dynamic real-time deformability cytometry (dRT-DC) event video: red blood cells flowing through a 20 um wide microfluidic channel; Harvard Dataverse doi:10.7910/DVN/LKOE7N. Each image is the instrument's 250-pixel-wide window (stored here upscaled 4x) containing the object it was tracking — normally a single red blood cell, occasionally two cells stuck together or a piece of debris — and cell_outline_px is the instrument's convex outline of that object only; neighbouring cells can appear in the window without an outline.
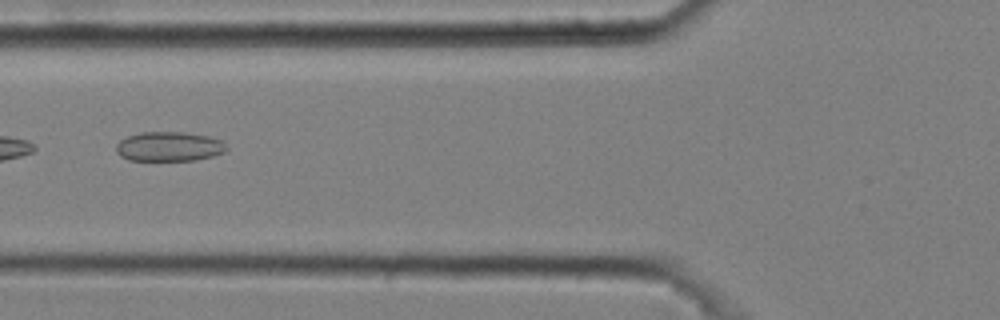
{"species": "common noctule bat (a hibernating species)", "species_latin": "Nyctalus noctula", "temperature_condition": "cold", "stored_images_in_passage": 10, "camera_frame_rate_fps": 3000, "um_per_image_px": 0.085, "animal": {"sex": "male", "body_mass_g": 20.4}, "frame": {"image": 1, "passage_image": 6, "time_ms": 1.667, "image_size_px": [1000, 320], "cell_outline_px": [[228, 148], [224, 152], [212, 156], [196, 160], [128, 160], [120, 156], [116, 152], [116, 144], [120, 140], [128, 136], [140, 132], [184, 132], [208, 136], [224, 140]], "centroid_in_image_um": [14.38, 12.45], "position_along_channel_um": 111.4, "area_um2": 19.13}}
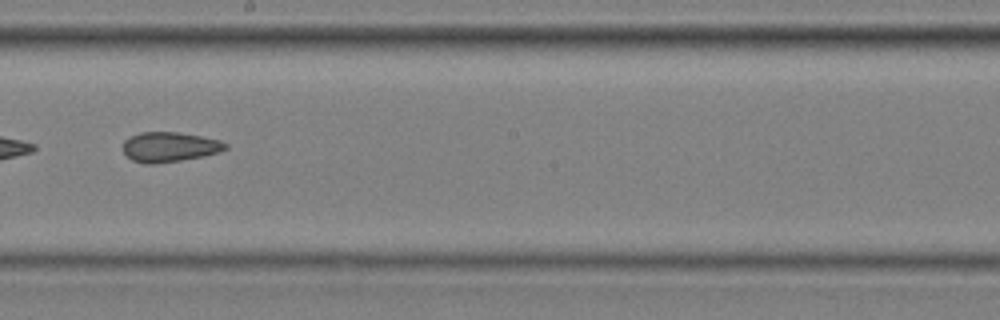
{"frame": {"image": 2, "passage_image": 9, "time_ms": 2.667, "image_size_px": [1000, 320], "cell_outline_px": [[228, 148], [220, 152], [204, 156], [180, 160], [152, 164], [144, 164], [132, 160], [124, 152], [124, 140], [128, 136], [140, 132], [176, 132], [200, 136], [220, 140], [228, 144]], "centroid_in_image_um": [14.41, 12.49], "position_along_channel_um": 233.8, "area_um2": 17.86}}
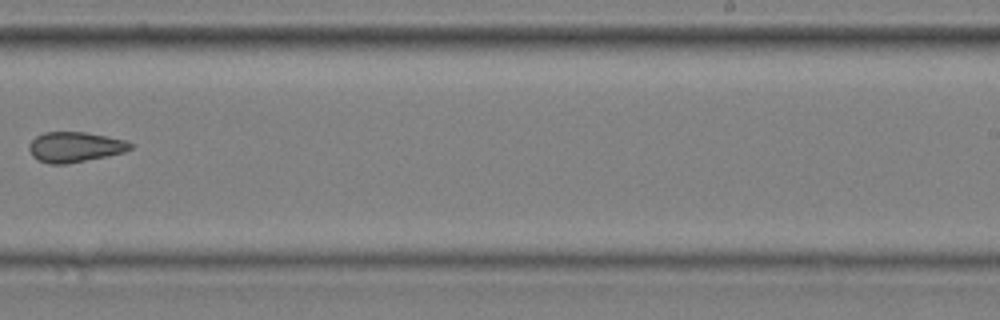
{"frame": {"image": 3, "passage_image": 10, "time_ms": 3.0, "image_size_px": [1000, 320], "cell_outline_px": [[132, 148], [124, 152], [64, 164], [48, 164], [32, 156], [28, 148], [28, 144], [36, 136], [44, 132], [84, 132], [108, 136], [128, 140], [132, 144]], "centroid_in_image_um": [6.36, 12.48], "position_along_channel_um": 282.6, "area_um2": 17.74}}